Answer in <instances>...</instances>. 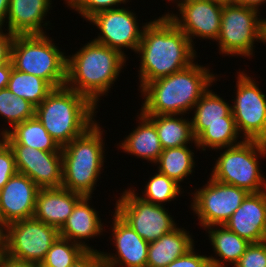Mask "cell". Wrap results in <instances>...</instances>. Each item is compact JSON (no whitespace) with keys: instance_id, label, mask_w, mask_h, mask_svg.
Masks as SVG:
<instances>
[{"instance_id":"cell-17","label":"cell","mask_w":266,"mask_h":267,"mask_svg":"<svg viewBox=\"0 0 266 267\" xmlns=\"http://www.w3.org/2000/svg\"><path fill=\"white\" fill-rule=\"evenodd\" d=\"M112 237L116 254L101 252L106 267H146L149 243L141 238L133 228L114 213ZM118 256V257H116Z\"/></svg>"},{"instance_id":"cell-22","label":"cell","mask_w":266,"mask_h":267,"mask_svg":"<svg viewBox=\"0 0 266 267\" xmlns=\"http://www.w3.org/2000/svg\"><path fill=\"white\" fill-rule=\"evenodd\" d=\"M193 238L183 228L171 232L149 243L146 267H166L175 259L185 255L194 247Z\"/></svg>"},{"instance_id":"cell-36","label":"cell","mask_w":266,"mask_h":267,"mask_svg":"<svg viewBox=\"0 0 266 267\" xmlns=\"http://www.w3.org/2000/svg\"><path fill=\"white\" fill-rule=\"evenodd\" d=\"M1 139H0V190L4 187V185L8 182V180L17 173L13 150L3 138Z\"/></svg>"},{"instance_id":"cell-37","label":"cell","mask_w":266,"mask_h":267,"mask_svg":"<svg viewBox=\"0 0 266 267\" xmlns=\"http://www.w3.org/2000/svg\"><path fill=\"white\" fill-rule=\"evenodd\" d=\"M166 267H212L207 256L196 254L194 247Z\"/></svg>"},{"instance_id":"cell-45","label":"cell","mask_w":266,"mask_h":267,"mask_svg":"<svg viewBox=\"0 0 266 267\" xmlns=\"http://www.w3.org/2000/svg\"><path fill=\"white\" fill-rule=\"evenodd\" d=\"M168 1H172V0H168ZM174 1V0H173ZM176 1V0H175ZM189 0H177L176 2H178L177 3V7L179 8L181 5H183V4H185V3H187Z\"/></svg>"},{"instance_id":"cell-12","label":"cell","mask_w":266,"mask_h":267,"mask_svg":"<svg viewBox=\"0 0 266 267\" xmlns=\"http://www.w3.org/2000/svg\"><path fill=\"white\" fill-rule=\"evenodd\" d=\"M248 194L244 189L209 178L207 184L193 194L191 208L200 226H223Z\"/></svg>"},{"instance_id":"cell-38","label":"cell","mask_w":266,"mask_h":267,"mask_svg":"<svg viewBox=\"0 0 266 267\" xmlns=\"http://www.w3.org/2000/svg\"><path fill=\"white\" fill-rule=\"evenodd\" d=\"M71 267H106L102 259L101 251L87 250L79 257Z\"/></svg>"},{"instance_id":"cell-42","label":"cell","mask_w":266,"mask_h":267,"mask_svg":"<svg viewBox=\"0 0 266 267\" xmlns=\"http://www.w3.org/2000/svg\"><path fill=\"white\" fill-rule=\"evenodd\" d=\"M266 0H234V4L241 5L244 7L254 8L256 10H260L259 6L264 4Z\"/></svg>"},{"instance_id":"cell-14","label":"cell","mask_w":266,"mask_h":267,"mask_svg":"<svg viewBox=\"0 0 266 267\" xmlns=\"http://www.w3.org/2000/svg\"><path fill=\"white\" fill-rule=\"evenodd\" d=\"M223 4L212 0H189L179 7L181 17L175 14H165L179 29H181L191 44L192 38L217 40L221 29Z\"/></svg>"},{"instance_id":"cell-28","label":"cell","mask_w":266,"mask_h":267,"mask_svg":"<svg viewBox=\"0 0 266 267\" xmlns=\"http://www.w3.org/2000/svg\"><path fill=\"white\" fill-rule=\"evenodd\" d=\"M193 108L195 112L191 124L235 123L232 105L229 106L212 90L208 89Z\"/></svg>"},{"instance_id":"cell-13","label":"cell","mask_w":266,"mask_h":267,"mask_svg":"<svg viewBox=\"0 0 266 267\" xmlns=\"http://www.w3.org/2000/svg\"><path fill=\"white\" fill-rule=\"evenodd\" d=\"M136 14L126 8L100 11L88 19L99 28L100 35L93 41L118 50L125 57L123 48L137 52L142 32L137 23ZM102 34V35H101Z\"/></svg>"},{"instance_id":"cell-18","label":"cell","mask_w":266,"mask_h":267,"mask_svg":"<svg viewBox=\"0 0 266 267\" xmlns=\"http://www.w3.org/2000/svg\"><path fill=\"white\" fill-rule=\"evenodd\" d=\"M224 226L249 243L266 241V190L249 193Z\"/></svg>"},{"instance_id":"cell-19","label":"cell","mask_w":266,"mask_h":267,"mask_svg":"<svg viewBox=\"0 0 266 267\" xmlns=\"http://www.w3.org/2000/svg\"><path fill=\"white\" fill-rule=\"evenodd\" d=\"M83 195L66 188H40L33 217L60 229Z\"/></svg>"},{"instance_id":"cell-44","label":"cell","mask_w":266,"mask_h":267,"mask_svg":"<svg viewBox=\"0 0 266 267\" xmlns=\"http://www.w3.org/2000/svg\"><path fill=\"white\" fill-rule=\"evenodd\" d=\"M212 1L221 3L223 5H225V4H234V0H212Z\"/></svg>"},{"instance_id":"cell-7","label":"cell","mask_w":266,"mask_h":267,"mask_svg":"<svg viewBox=\"0 0 266 267\" xmlns=\"http://www.w3.org/2000/svg\"><path fill=\"white\" fill-rule=\"evenodd\" d=\"M258 154L266 155V142L242 139L241 143L227 147L220 153L210 177L248 193L265 191L266 179L260 173Z\"/></svg>"},{"instance_id":"cell-31","label":"cell","mask_w":266,"mask_h":267,"mask_svg":"<svg viewBox=\"0 0 266 267\" xmlns=\"http://www.w3.org/2000/svg\"><path fill=\"white\" fill-rule=\"evenodd\" d=\"M0 115L12 128L35 116V106L29 101L17 97L8 88L0 89Z\"/></svg>"},{"instance_id":"cell-15","label":"cell","mask_w":266,"mask_h":267,"mask_svg":"<svg viewBox=\"0 0 266 267\" xmlns=\"http://www.w3.org/2000/svg\"><path fill=\"white\" fill-rule=\"evenodd\" d=\"M18 173L27 175L39 188H59L63 181L62 152H47L23 145H9Z\"/></svg>"},{"instance_id":"cell-26","label":"cell","mask_w":266,"mask_h":267,"mask_svg":"<svg viewBox=\"0 0 266 267\" xmlns=\"http://www.w3.org/2000/svg\"><path fill=\"white\" fill-rule=\"evenodd\" d=\"M155 125L164 149L185 146L196 141L192 132L191 120L177 115H146ZM176 116V117H175ZM191 141V142H189Z\"/></svg>"},{"instance_id":"cell-3","label":"cell","mask_w":266,"mask_h":267,"mask_svg":"<svg viewBox=\"0 0 266 267\" xmlns=\"http://www.w3.org/2000/svg\"><path fill=\"white\" fill-rule=\"evenodd\" d=\"M118 50L90 41L67 57L66 86L87 97L95 106L118 79L126 62Z\"/></svg>"},{"instance_id":"cell-27","label":"cell","mask_w":266,"mask_h":267,"mask_svg":"<svg viewBox=\"0 0 266 267\" xmlns=\"http://www.w3.org/2000/svg\"><path fill=\"white\" fill-rule=\"evenodd\" d=\"M192 132L196 141L193 143L199 148L206 150V147L213 149H224L237 145L239 132L235 123H216V124H191ZM205 147V148H204Z\"/></svg>"},{"instance_id":"cell-11","label":"cell","mask_w":266,"mask_h":267,"mask_svg":"<svg viewBox=\"0 0 266 267\" xmlns=\"http://www.w3.org/2000/svg\"><path fill=\"white\" fill-rule=\"evenodd\" d=\"M237 73L232 114L239 134H244L240 138L266 142V95L253 78L243 71Z\"/></svg>"},{"instance_id":"cell-46","label":"cell","mask_w":266,"mask_h":267,"mask_svg":"<svg viewBox=\"0 0 266 267\" xmlns=\"http://www.w3.org/2000/svg\"><path fill=\"white\" fill-rule=\"evenodd\" d=\"M2 252H3V249H2L1 242H0V256H1Z\"/></svg>"},{"instance_id":"cell-4","label":"cell","mask_w":266,"mask_h":267,"mask_svg":"<svg viewBox=\"0 0 266 267\" xmlns=\"http://www.w3.org/2000/svg\"><path fill=\"white\" fill-rule=\"evenodd\" d=\"M96 108L87 97L65 85L54 88L35 107V116L62 148L97 122L93 118Z\"/></svg>"},{"instance_id":"cell-29","label":"cell","mask_w":266,"mask_h":267,"mask_svg":"<svg viewBox=\"0 0 266 267\" xmlns=\"http://www.w3.org/2000/svg\"><path fill=\"white\" fill-rule=\"evenodd\" d=\"M193 154L187 145L164 149L155 162V164H159L158 172L180 185V182L193 172L195 167Z\"/></svg>"},{"instance_id":"cell-9","label":"cell","mask_w":266,"mask_h":267,"mask_svg":"<svg viewBox=\"0 0 266 267\" xmlns=\"http://www.w3.org/2000/svg\"><path fill=\"white\" fill-rule=\"evenodd\" d=\"M59 229L34 217L18 220L0 230L3 253L11 258L41 264Z\"/></svg>"},{"instance_id":"cell-41","label":"cell","mask_w":266,"mask_h":267,"mask_svg":"<svg viewBox=\"0 0 266 267\" xmlns=\"http://www.w3.org/2000/svg\"><path fill=\"white\" fill-rule=\"evenodd\" d=\"M12 68L13 65L11 60L3 65H0V89L7 88Z\"/></svg>"},{"instance_id":"cell-23","label":"cell","mask_w":266,"mask_h":267,"mask_svg":"<svg viewBox=\"0 0 266 267\" xmlns=\"http://www.w3.org/2000/svg\"><path fill=\"white\" fill-rule=\"evenodd\" d=\"M139 125L119 146L124 152L155 163L163 148L154 123L141 111Z\"/></svg>"},{"instance_id":"cell-24","label":"cell","mask_w":266,"mask_h":267,"mask_svg":"<svg viewBox=\"0 0 266 267\" xmlns=\"http://www.w3.org/2000/svg\"><path fill=\"white\" fill-rule=\"evenodd\" d=\"M1 135L9 145H23L47 152H62V148L48 134L36 116L16 124L12 129H4Z\"/></svg>"},{"instance_id":"cell-5","label":"cell","mask_w":266,"mask_h":267,"mask_svg":"<svg viewBox=\"0 0 266 267\" xmlns=\"http://www.w3.org/2000/svg\"><path fill=\"white\" fill-rule=\"evenodd\" d=\"M99 125L96 122L62 147V187L83 196H91L104 166V139Z\"/></svg>"},{"instance_id":"cell-1","label":"cell","mask_w":266,"mask_h":267,"mask_svg":"<svg viewBox=\"0 0 266 267\" xmlns=\"http://www.w3.org/2000/svg\"><path fill=\"white\" fill-rule=\"evenodd\" d=\"M137 52L141 58V90L149 83L181 71L194 63L196 51L186 34L168 17H159L142 26Z\"/></svg>"},{"instance_id":"cell-10","label":"cell","mask_w":266,"mask_h":267,"mask_svg":"<svg viewBox=\"0 0 266 267\" xmlns=\"http://www.w3.org/2000/svg\"><path fill=\"white\" fill-rule=\"evenodd\" d=\"M135 189L125 190L115 204V213L146 242H154L176 228V223L162 205L142 200Z\"/></svg>"},{"instance_id":"cell-30","label":"cell","mask_w":266,"mask_h":267,"mask_svg":"<svg viewBox=\"0 0 266 267\" xmlns=\"http://www.w3.org/2000/svg\"><path fill=\"white\" fill-rule=\"evenodd\" d=\"M7 88L17 97L38 106L54 89L46 80L12 68Z\"/></svg>"},{"instance_id":"cell-25","label":"cell","mask_w":266,"mask_h":267,"mask_svg":"<svg viewBox=\"0 0 266 267\" xmlns=\"http://www.w3.org/2000/svg\"><path fill=\"white\" fill-rule=\"evenodd\" d=\"M215 227V228H214ZM211 226L206 227L208 230V236L211 242V245L214 248V252L220 258L217 259L213 256H209V260L212 267H226L224 264L226 262L236 264L242 254L246 251V248L250 243L241 238L235 232L228 230L224 225L223 226ZM210 229V230H209ZM224 261V262H223Z\"/></svg>"},{"instance_id":"cell-40","label":"cell","mask_w":266,"mask_h":267,"mask_svg":"<svg viewBox=\"0 0 266 267\" xmlns=\"http://www.w3.org/2000/svg\"><path fill=\"white\" fill-rule=\"evenodd\" d=\"M0 267H38V264L11 258L2 252L0 256Z\"/></svg>"},{"instance_id":"cell-33","label":"cell","mask_w":266,"mask_h":267,"mask_svg":"<svg viewBox=\"0 0 266 267\" xmlns=\"http://www.w3.org/2000/svg\"><path fill=\"white\" fill-rule=\"evenodd\" d=\"M181 189V186L173 179L157 172L148 181L144 192L142 191L143 196L141 197L140 195L139 197L146 202L162 206V202L165 203L176 199Z\"/></svg>"},{"instance_id":"cell-8","label":"cell","mask_w":266,"mask_h":267,"mask_svg":"<svg viewBox=\"0 0 266 267\" xmlns=\"http://www.w3.org/2000/svg\"><path fill=\"white\" fill-rule=\"evenodd\" d=\"M259 11L236 4H225L222 9L219 51L232 56L253 55L254 41L266 42V19L257 16Z\"/></svg>"},{"instance_id":"cell-43","label":"cell","mask_w":266,"mask_h":267,"mask_svg":"<svg viewBox=\"0 0 266 267\" xmlns=\"http://www.w3.org/2000/svg\"><path fill=\"white\" fill-rule=\"evenodd\" d=\"M10 0H0V27L5 25Z\"/></svg>"},{"instance_id":"cell-32","label":"cell","mask_w":266,"mask_h":267,"mask_svg":"<svg viewBox=\"0 0 266 267\" xmlns=\"http://www.w3.org/2000/svg\"><path fill=\"white\" fill-rule=\"evenodd\" d=\"M86 251L83 246L59 236L40 265L43 267H71Z\"/></svg>"},{"instance_id":"cell-6","label":"cell","mask_w":266,"mask_h":267,"mask_svg":"<svg viewBox=\"0 0 266 267\" xmlns=\"http://www.w3.org/2000/svg\"><path fill=\"white\" fill-rule=\"evenodd\" d=\"M67 57L46 34L15 35L11 45L13 68L38 76L53 88L66 85Z\"/></svg>"},{"instance_id":"cell-16","label":"cell","mask_w":266,"mask_h":267,"mask_svg":"<svg viewBox=\"0 0 266 267\" xmlns=\"http://www.w3.org/2000/svg\"><path fill=\"white\" fill-rule=\"evenodd\" d=\"M40 188L27 176L16 173L0 190V230L6 225L34 215Z\"/></svg>"},{"instance_id":"cell-35","label":"cell","mask_w":266,"mask_h":267,"mask_svg":"<svg viewBox=\"0 0 266 267\" xmlns=\"http://www.w3.org/2000/svg\"><path fill=\"white\" fill-rule=\"evenodd\" d=\"M234 267H266V241L250 243Z\"/></svg>"},{"instance_id":"cell-34","label":"cell","mask_w":266,"mask_h":267,"mask_svg":"<svg viewBox=\"0 0 266 267\" xmlns=\"http://www.w3.org/2000/svg\"><path fill=\"white\" fill-rule=\"evenodd\" d=\"M126 1L127 0H65L68 6L78 11V13L87 20L100 11L115 9V6L119 3L124 4Z\"/></svg>"},{"instance_id":"cell-21","label":"cell","mask_w":266,"mask_h":267,"mask_svg":"<svg viewBox=\"0 0 266 267\" xmlns=\"http://www.w3.org/2000/svg\"><path fill=\"white\" fill-rule=\"evenodd\" d=\"M92 196H83L75 205L71 215L59 229L60 237L83 246L86 250H94L82 239H89L100 235L103 231L95 209L90 207L89 200Z\"/></svg>"},{"instance_id":"cell-39","label":"cell","mask_w":266,"mask_h":267,"mask_svg":"<svg viewBox=\"0 0 266 267\" xmlns=\"http://www.w3.org/2000/svg\"><path fill=\"white\" fill-rule=\"evenodd\" d=\"M2 28L0 27V65L10 61L11 45L15 36L9 31H7L8 33H4Z\"/></svg>"},{"instance_id":"cell-20","label":"cell","mask_w":266,"mask_h":267,"mask_svg":"<svg viewBox=\"0 0 266 267\" xmlns=\"http://www.w3.org/2000/svg\"><path fill=\"white\" fill-rule=\"evenodd\" d=\"M51 0H10L6 24L13 35L45 34L44 17L52 6ZM42 23H45L42 25Z\"/></svg>"},{"instance_id":"cell-2","label":"cell","mask_w":266,"mask_h":267,"mask_svg":"<svg viewBox=\"0 0 266 267\" xmlns=\"http://www.w3.org/2000/svg\"><path fill=\"white\" fill-rule=\"evenodd\" d=\"M216 77L202 65L189 67L149 82L142 90L145 115H184L209 89Z\"/></svg>"}]
</instances>
